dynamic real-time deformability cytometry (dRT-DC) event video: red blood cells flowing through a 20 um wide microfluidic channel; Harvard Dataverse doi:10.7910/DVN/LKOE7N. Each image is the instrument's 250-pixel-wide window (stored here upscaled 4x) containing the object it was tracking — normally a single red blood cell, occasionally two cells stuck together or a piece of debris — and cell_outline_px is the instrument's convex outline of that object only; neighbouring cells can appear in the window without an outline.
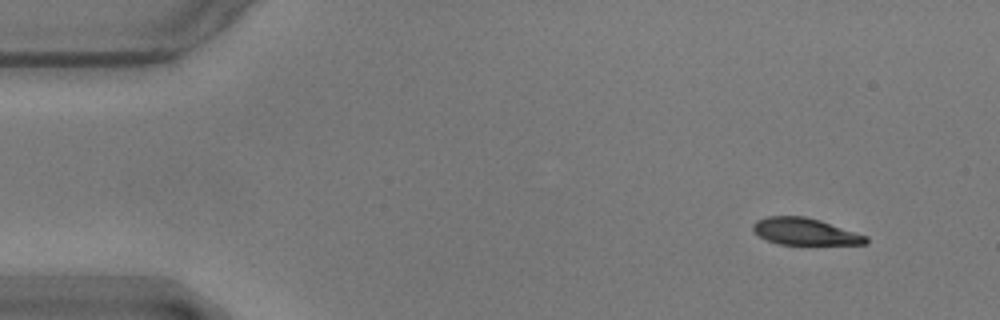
{"species": "common noctule bat (a hibernating species)", "species_latin": "Nyctalus noctula", "temperature_condition": "warm", "stored_images_in_passage": 11, "camera_frame_rate_fps": 3000, "um_per_image_px": 0.085, "animal": {"sex": "male", "body_mass_g": 17.9}, "frame": {"image": 1, "passage_image": 1, "time_ms": 0.0, "image_size_px": [1000, 320], "cell_outline_px": [[868, 244], [780, 244], [768, 240], [760, 236], [752, 228], [752, 224], [756, 220], [768, 216], [804, 216], [820, 220], [868, 236]], "centroid_in_image_um": [68.43, 19.67], "position_along_channel_um": 16.6, "area_um2": 17.51}}